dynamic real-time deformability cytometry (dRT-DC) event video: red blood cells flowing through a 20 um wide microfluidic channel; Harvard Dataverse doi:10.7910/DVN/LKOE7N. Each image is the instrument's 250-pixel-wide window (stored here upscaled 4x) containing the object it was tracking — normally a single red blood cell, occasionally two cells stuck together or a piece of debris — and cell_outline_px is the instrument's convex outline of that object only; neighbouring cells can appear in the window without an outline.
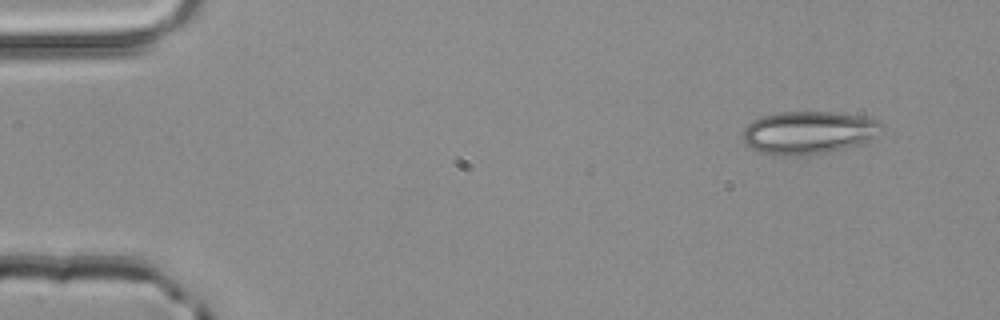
{"species": "common noctule bat (a hibernating species)", "species_latin": "Nyctalus noctula", "temperature_condition": "room temperature", "stored_images_in_passage": 3, "camera_frame_rate_fps": 3000, "um_per_image_px": 0.085, "animal": {"sex": "male", "body_mass_g": 20.4}, "frame": {"image": 1, "passage_image": 1, "time_ms": 0.0, "image_size_px": [1000, 320], "cell_outline_px": [[884, 124], [876, 136], [872, 140], [844, 148], [828, 152], [796, 156], [788, 156], [760, 152], [744, 144], [740, 136], [744, 128], [752, 120], [764, 116], [780, 112], [832, 112], [864, 116], [876, 120]], "centroid_in_image_um": [68.7, 11.27], "position_along_channel_um": 16.3, "area_um2": 34.8}}